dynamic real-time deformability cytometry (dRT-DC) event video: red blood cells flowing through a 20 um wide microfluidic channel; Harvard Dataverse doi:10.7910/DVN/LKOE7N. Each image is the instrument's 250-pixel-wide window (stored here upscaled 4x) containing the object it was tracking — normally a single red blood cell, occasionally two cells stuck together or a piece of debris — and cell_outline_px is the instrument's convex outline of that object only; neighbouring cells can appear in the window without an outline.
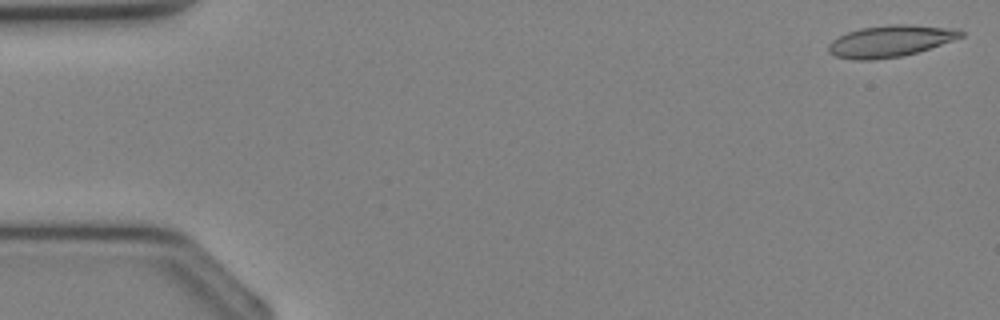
{"species": "Egyptian fruit bat (a non-hibernating species)", "species_latin": "Rousettus aegyptiacus", "temperature_condition": "cold", "stored_images_in_passage": 36, "camera_frame_rate_fps": 3000, "um_per_image_px": 0.085, "animal": {"sex": "female"}, "frame": {"image": 1, "passage_image": 1, "time_ms": 0.0, "image_size_px": [1000, 320], "cell_outline_px": [[964, 36], [916, 52], [900, 56], [872, 60], [852, 60], [836, 56], [828, 52], [828, 44], [832, 40], [848, 32], [860, 28], [888, 24], [908, 24], [960, 28], [964, 32]], "centroid_in_image_um": [75.68, 3.47], "position_along_channel_um": 9.3, "area_um2": 24.39}}
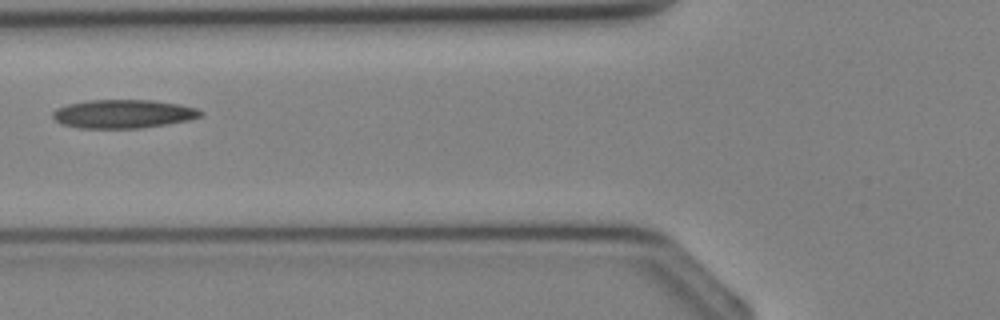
{"frame": {"image": 2, "passage_image": 14, "time_ms": 4.333, "image_size_px": [1000, 320], "cell_outline_px": [[204, 112], [200, 116], [188, 120], [168, 124], [140, 128], [76, 128], [60, 124], [52, 116], [52, 112], [56, 108], [68, 104], [88, 100], [152, 100], [180, 104], [196, 108]], "centroid_in_image_um": [10.45, 9.68], "position_along_channel_um": 115.4, "area_um2": 24.74}}
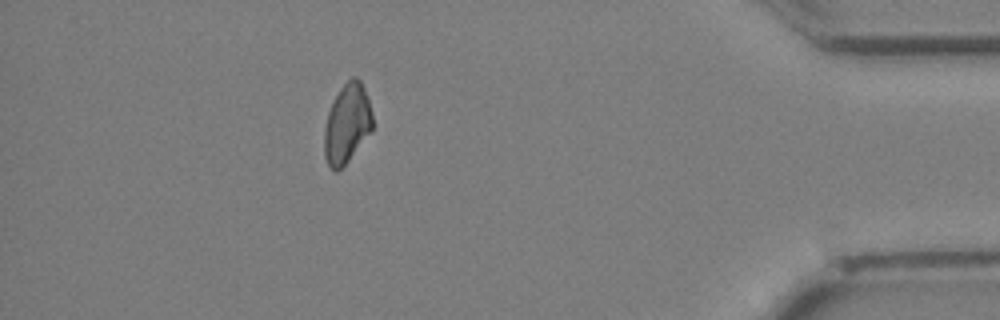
{"frame": {"image": 3, "passage_image": 32, "time_ms": 10.333, "image_size_px": [1000, 320], "cell_outline_px": [[372, 132], [348, 160], [336, 172], [328, 164], [324, 156], [324, 128], [328, 112], [340, 88], [352, 76], [356, 76], [360, 80], [368, 96], [372, 112]], "centroid_in_image_um": [29.51, 10.49], "position_along_channel_um": 405.7, "area_um2": 22.25}}